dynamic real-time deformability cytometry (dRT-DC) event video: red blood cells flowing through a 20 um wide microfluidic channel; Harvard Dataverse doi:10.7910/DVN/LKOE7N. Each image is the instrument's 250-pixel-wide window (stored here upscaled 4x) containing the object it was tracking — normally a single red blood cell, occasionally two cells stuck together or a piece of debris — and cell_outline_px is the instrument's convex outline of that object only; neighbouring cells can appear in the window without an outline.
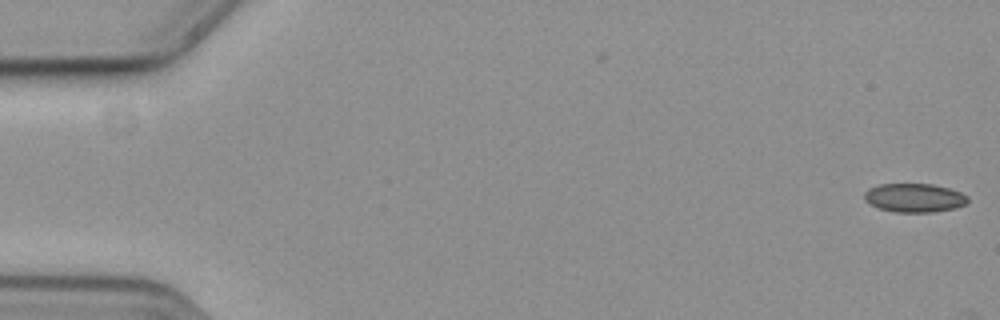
{"species": "common noctule bat (a hibernating species)", "species_latin": "Nyctalus noctula", "temperature_condition": "cold", "stored_images_in_passage": 6, "camera_frame_rate_fps": 3000, "um_per_image_px": 0.085, "animal": {"sex": "female", "body_mass_g": 19.3, "forearm_length_mm": 54.1}, "frame": {"image": 1, "passage_image": 1, "time_ms": 0.0, "image_size_px": [1000, 320], "cell_outline_px": [[968, 200], [964, 204], [956, 208], [932, 212], [896, 212], [880, 208], [864, 200], [864, 192], [868, 188], [880, 184], [932, 184], [948, 188], [960, 192], [968, 196]], "centroid_in_image_um": [77.71, 16.81], "position_along_channel_um": 7.3, "area_um2": 17.22}}